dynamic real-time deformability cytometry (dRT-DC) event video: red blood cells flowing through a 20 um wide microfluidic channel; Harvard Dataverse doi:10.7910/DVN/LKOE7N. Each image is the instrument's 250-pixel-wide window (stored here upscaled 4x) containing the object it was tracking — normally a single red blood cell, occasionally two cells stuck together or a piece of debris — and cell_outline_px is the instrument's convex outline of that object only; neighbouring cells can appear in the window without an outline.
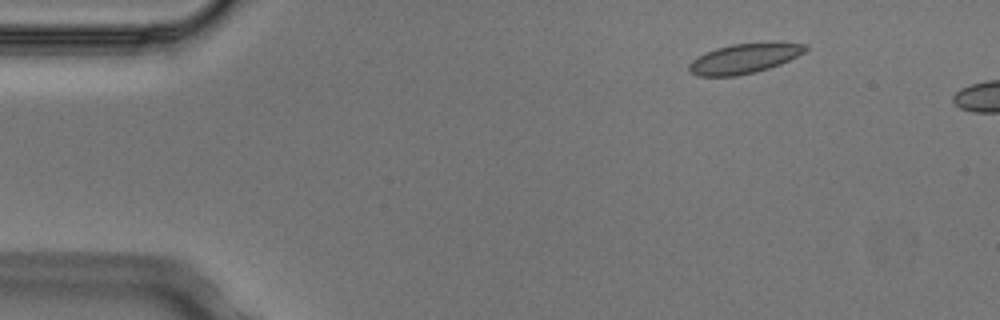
{"species": "Egyptian fruit bat (a non-hibernating species)", "species_latin": "Rousettus aegyptiacus", "temperature_condition": "cold", "stored_images_in_passage": 4, "camera_frame_rate_fps": 3000, "um_per_image_px": 0.085, "animal": {"sex": "male"}, "frame": {"image": 1, "passage_image": 2, "time_ms": 0.333, "image_size_px": [1000, 320], "cell_outline_px": [[808, 48], [804, 52], [780, 64], [756, 72], [736, 76], [696, 76], [688, 72], [688, 64], [696, 56], [704, 52], [716, 48], [732, 44], [772, 40], [804, 44]], "centroid_in_image_um": [63.24, 4.94], "position_along_channel_um": 21.8, "area_um2": 20.81}}